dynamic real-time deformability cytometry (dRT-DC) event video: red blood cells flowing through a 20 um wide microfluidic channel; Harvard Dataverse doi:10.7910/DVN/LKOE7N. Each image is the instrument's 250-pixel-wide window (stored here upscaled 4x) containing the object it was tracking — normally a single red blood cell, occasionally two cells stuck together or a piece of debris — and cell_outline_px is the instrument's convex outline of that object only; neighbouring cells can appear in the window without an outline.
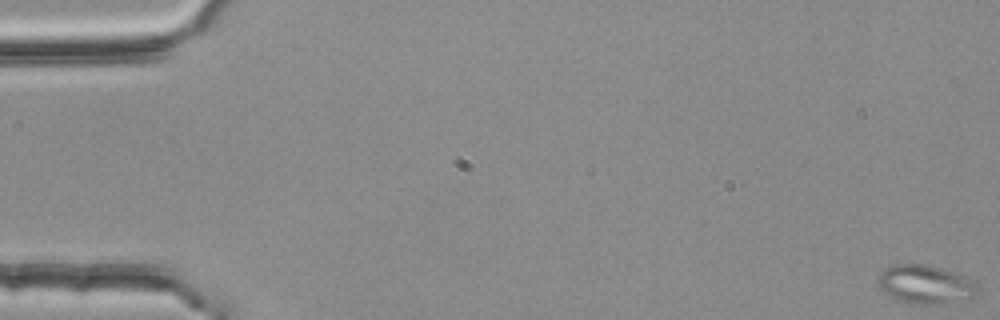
{"species": "common noctule bat (a hibernating species)", "species_latin": "Nyctalus noctula", "temperature_condition": "room temperature", "stored_images_in_passage": 56, "segment_of_instrument_passage": [1, 2], "camera_frame_rate_fps": 3000, "um_per_image_px": 0.085, "animal": {"sex": "female", "body_mass_g": 25.1}, "frame": {"image": 1, "passage_image": 1, "time_ms": 0.0, "image_size_px": [1000, 320], "cell_outline_px": [[980, 292], [976, 296], [940, 304], [916, 304], [900, 300], [888, 296], [876, 284], [876, 276], [884, 268], [892, 264], [924, 264], [940, 268], [972, 280], [980, 288]], "centroid_in_image_um": [78.6, 24.17], "position_along_channel_um": 6.4, "area_um2": 22.48}}
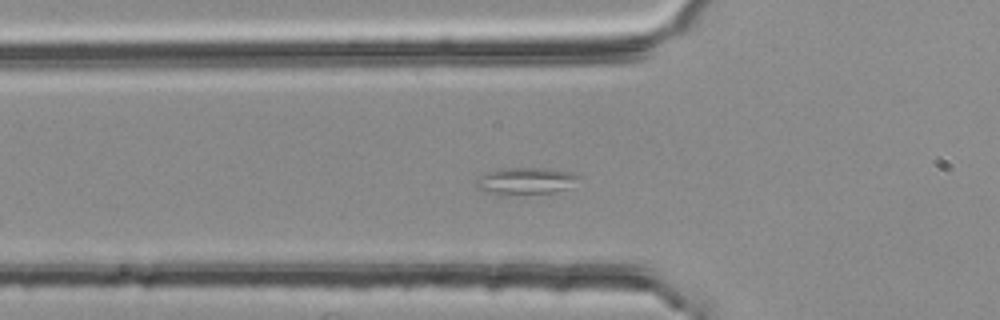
{"frame": {"image": 2, "passage_image": 20, "time_ms": 6.333, "image_size_px": [1000, 320], "cell_outline_px": [[584, 176], [564, 188], [552, 192], [488, 192], [476, 188], [476, 180], [480, 176], [488, 172], [504, 168], [552, 168]], "centroid_in_image_um": [44.69, 15.32], "position_along_channel_um": 81.1, "area_um2": 15.14}}